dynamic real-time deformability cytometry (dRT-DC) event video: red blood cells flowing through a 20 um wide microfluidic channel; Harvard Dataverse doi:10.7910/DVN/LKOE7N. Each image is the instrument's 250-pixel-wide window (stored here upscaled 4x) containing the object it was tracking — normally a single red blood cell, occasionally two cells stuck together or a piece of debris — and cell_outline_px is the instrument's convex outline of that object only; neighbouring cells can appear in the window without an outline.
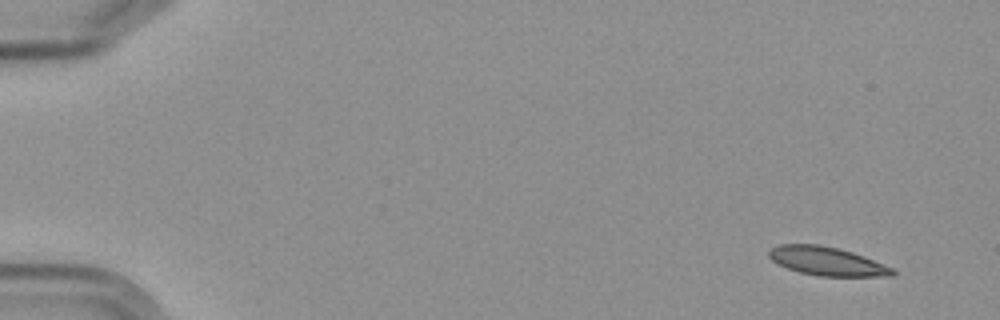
{"species": "Egyptian fruit bat (a non-hibernating species)", "species_latin": "Rousettus aegyptiacus", "temperature_condition": "cold", "stored_images_in_passage": 3, "segment_of_instrument_passage": [2, 2], "camera_frame_rate_fps": 3000, "um_per_image_px": 0.085, "frame": {"image": 1, "passage_image": 3, "time_ms": 3.333, "image_size_px": [1000, 320], "cell_outline_px": [[896, 272], [892, 276], [820, 276], [800, 272], [788, 268], [772, 260], [768, 256], [768, 248], [780, 244], [820, 244], [852, 252], [864, 256], [892, 268]], "centroid_in_image_um": [70.26, 22.19], "position_along_channel_um": 14.7, "area_um2": 20.46}}